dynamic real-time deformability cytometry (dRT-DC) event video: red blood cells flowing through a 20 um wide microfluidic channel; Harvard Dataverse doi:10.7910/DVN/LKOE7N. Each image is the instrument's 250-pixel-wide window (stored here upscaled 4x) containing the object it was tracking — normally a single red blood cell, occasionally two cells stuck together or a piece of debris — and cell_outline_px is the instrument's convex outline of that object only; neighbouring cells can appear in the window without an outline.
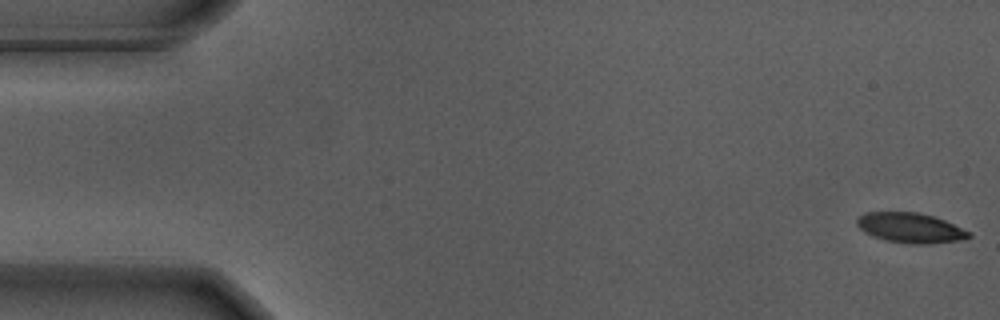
{"species": "Egyptian fruit bat (a non-hibernating species)", "species_latin": "Rousettus aegyptiacus", "temperature_condition": "warm", "stored_images_in_passage": 56, "camera_frame_rate_fps": 3000, "um_per_image_px": 0.085, "animal": {"sex": "male"}, "frame": {"image": 1, "passage_image": 1, "time_ms": 0.0, "image_size_px": [1000, 320], "cell_outline_px": [[972, 236], [960, 240], [924, 244], [912, 244], [888, 240], [872, 236], [864, 232], [856, 224], [856, 220], [864, 212], [916, 212], [932, 216], [944, 220], [972, 232]], "centroid_in_image_um": [77.38, 19.36], "position_along_channel_um": 7.6, "area_um2": 19.42}}
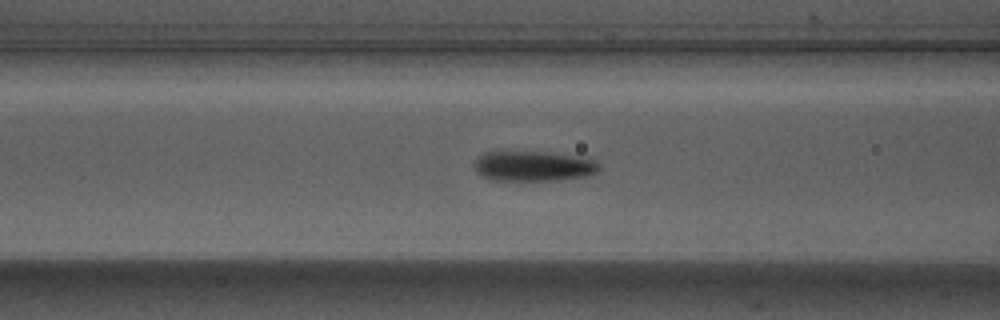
{"frame": {"image": 2, "passage_image": 22, "time_ms": 7.0, "image_size_px": [1000, 320], "cell_outline_px": [[600, 168], [596, 172], [584, 176], [560, 180], [488, 180], [476, 172], [472, 168], [472, 164], [476, 156], [484, 152], [544, 152], [572, 156], [592, 160], [600, 164]], "centroid_in_image_um": [45.22, 14.13], "position_along_channel_um": 121.4, "area_um2": 21.91}}
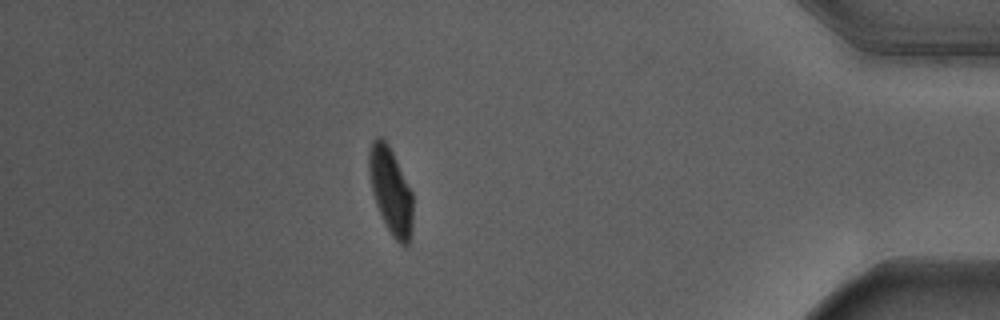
{"frame": {"image": 3, "passage_image": 49, "time_ms": 16.0, "image_size_px": [1000, 320], "cell_outline_px": [[412, 232], [408, 244], [404, 248], [392, 236], [376, 204], [372, 192], [368, 172], [368, 152], [372, 140], [376, 136], [384, 136], [412, 192]], "centroid_in_image_um": [33.19, 16.19], "position_along_channel_um": 402.0, "area_um2": 22.14}, "authors_computed_cell_mechanics": {"area_um2": 21.964, "velocity_mm_per_s": 3.6544, "shape_relaxation_time_tau1_ms": 3.9628, "shape_relaxation_time_tau2_ms": null, "deformation_change_tau1": 0.1853, "deformation_change_tau2": null}}